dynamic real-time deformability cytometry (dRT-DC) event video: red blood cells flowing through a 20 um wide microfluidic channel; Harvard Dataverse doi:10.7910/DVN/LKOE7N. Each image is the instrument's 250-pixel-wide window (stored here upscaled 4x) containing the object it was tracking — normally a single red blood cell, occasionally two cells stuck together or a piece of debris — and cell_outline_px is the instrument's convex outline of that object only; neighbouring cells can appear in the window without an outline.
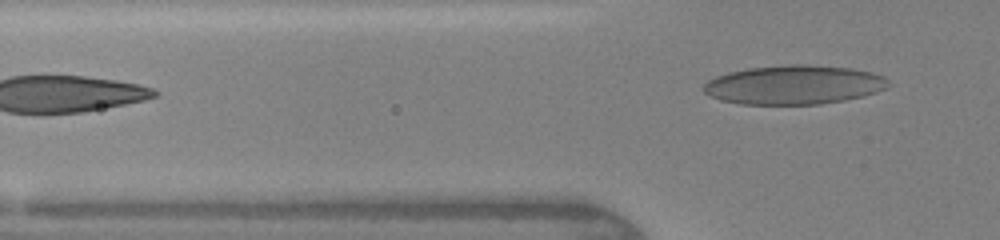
{"species": "human", "species_latin": "Homo sapiens", "temperature_condition": "warm", "stored_images_in_passage": 7, "segment_of_instrument_passage": [2, 2], "camera_frame_rate_fps": 3000, "um_per_image_px": 0.085, "donor": {"sex": "female"}, "frame": {"image": 1, "passage_image": 7, "time_ms": 2.667, "image_size_px": [1000, 240], "cell_outline_px": [[892, 84], [876, 92], [864, 96], [844, 100], [820, 104], [740, 104], [720, 100], [704, 92], [704, 84], [708, 80], [716, 76], [728, 72], [748, 68], [788, 64], [808, 64], [848, 68], [872, 72], [884, 76]], "centroid_in_image_um": [67.49, 7.2], "position_along_channel_um": 58.3, "area_um2": 42.14}}